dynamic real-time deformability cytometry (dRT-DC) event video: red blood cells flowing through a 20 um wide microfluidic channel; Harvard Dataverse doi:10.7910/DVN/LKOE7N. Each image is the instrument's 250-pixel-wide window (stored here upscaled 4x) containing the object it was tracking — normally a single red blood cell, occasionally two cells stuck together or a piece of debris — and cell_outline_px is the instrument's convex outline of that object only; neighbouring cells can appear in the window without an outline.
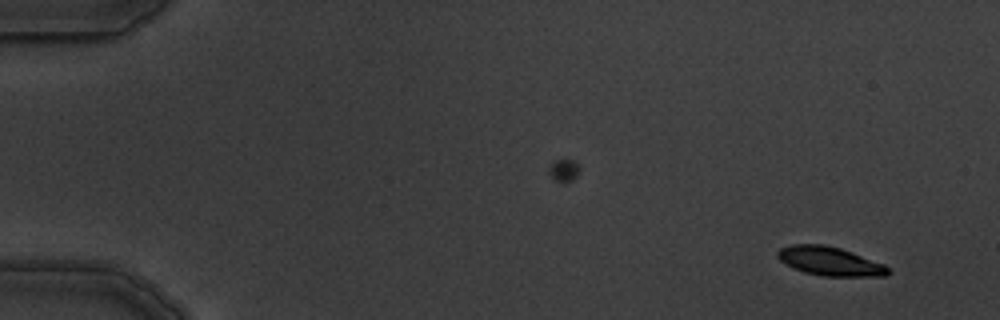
{"species": "common noctule bat (a hibernating species)", "species_latin": "Nyctalus noctula", "temperature_condition": "warm", "stored_images_in_passage": 5, "camera_frame_rate_fps": 3000, "um_per_image_px": 0.085, "animal": {"sex": "male", "body_mass_g": 19.5, "forearm_length_mm": 54.6}, "frame": {"image": 1, "passage_image": 1, "time_ms": 0.0, "image_size_px": [1000, 320], "cell_outline_px": [[892, 272], [884, 276], [824, 276], [804, 272], [780, 260], [776, 256], [776, 252], [780, 248], [792, 244], [824, 244], [840, 248], [852, 252], [884, 264]], "centroid_in_image_um": [70.55, 22.19], "position_along_channel_um": 14.5, "area_um2": 18.44}}